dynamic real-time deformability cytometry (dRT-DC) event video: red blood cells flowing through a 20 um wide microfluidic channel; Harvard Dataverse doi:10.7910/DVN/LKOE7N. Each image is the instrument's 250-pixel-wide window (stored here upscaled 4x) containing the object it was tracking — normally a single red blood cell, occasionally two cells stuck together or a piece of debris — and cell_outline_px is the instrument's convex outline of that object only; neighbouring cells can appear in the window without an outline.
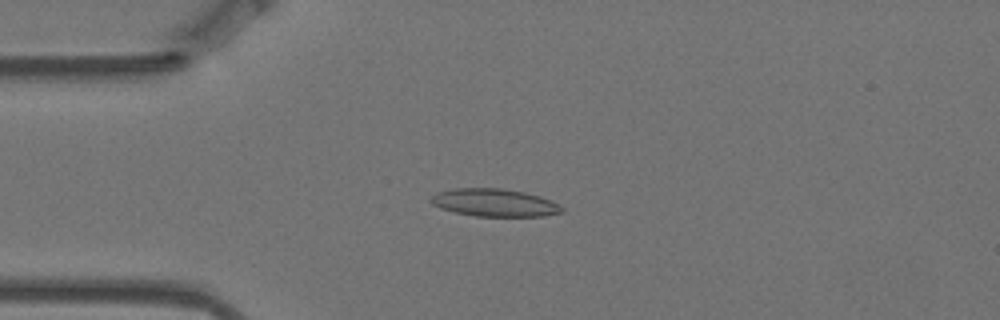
{"species": "Egyptian fruit bat (a non-hibernating species)", "species_latin": "Rousettus aegyptiacus", "temperature_condition": "warm", "stored_images_in_passage": 46, "camera_frame_rate_fps": 3000, "um_per_image_px": 0.085, "animal": {"sex": "female"}, "frame": {"image": 1, "passage_image": 3, "time_ms": 0.667, "image_size_px": [1000, 320], "cell_outline_px": [[564, 212], [544, 216], [476, 216], [456, 212], [440, 208], [432, 204], [428, 200], [436, 192], [456, 188], [500, 188], [524, 192], [540, 196], [552, 200], [564, 208]], "centroid_in_image_um": [42.04, 17.22], "position_along_channel_um": 43.0, "area_um2": 21.21}}
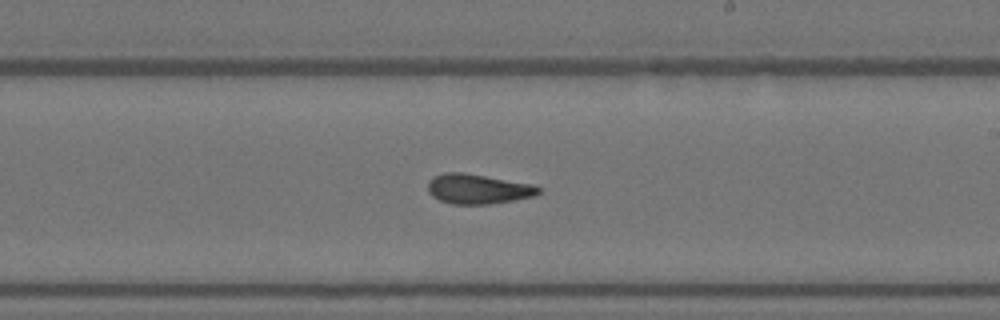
{"frame": {"image": 2, "passage_image": 22, "time_ms": 7.0, "image_size_px": [1000, 320], "cell_outline_px": [[540, 192], [536, 196], [488, 204], [452, 204], [440, 200], [432, 196], [428, 192], [428, 180], [432, 176], [444, 172], [464, 172], [532, 184], [540, 188]], "centroid_in_image_um": [40.59, 16.05], "position_along_channel_um": 248.4, "area_um2": 19.31}}
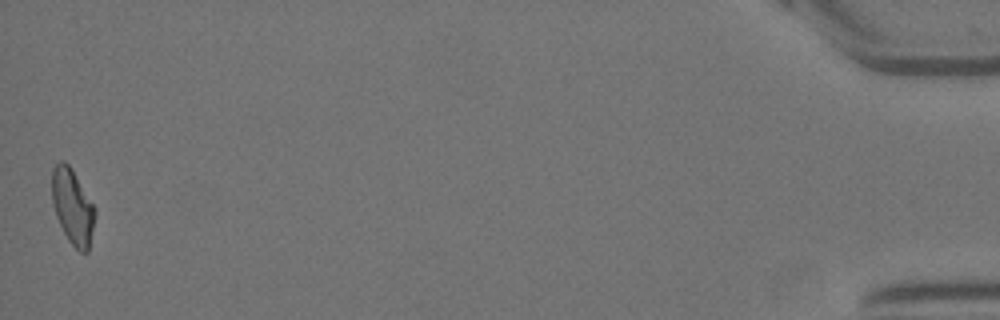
{"frame": {"image": 3, "passage_image": 46, "time_ms": 15.0, "image_size_px": [1000, 320], "cell_outline_px": [[96, 212], [88, 252], [80, 252], [68, 240], [56, 216], [52, 204], [52, 168], [60, 160], [64, 160], [72, 168], [96, 208]], "centroid_in_image_um": [6.17, 17.53], "position_along_channel_um": 429.0, "area_um2": 18.96}, "authors_computed_cell_mechanics": {"area_um2": 19.2763, "velocity_mm_per_s": 3.4987, "shape_relaxation_time_tau1_ms": null, "shape_relaxation_time_tau2_ms": 4.061, "deformation_change_tau1": null, "deformation_change_tau2": 0.1202}}